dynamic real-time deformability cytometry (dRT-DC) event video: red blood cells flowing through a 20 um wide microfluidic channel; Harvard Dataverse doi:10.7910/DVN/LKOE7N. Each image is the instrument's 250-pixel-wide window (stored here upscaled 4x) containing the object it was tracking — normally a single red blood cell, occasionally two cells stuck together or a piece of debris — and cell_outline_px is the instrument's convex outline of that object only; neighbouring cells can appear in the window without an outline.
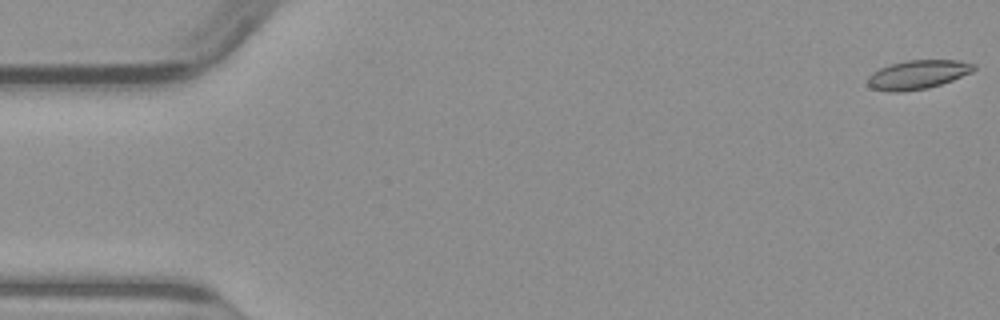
{"species": "common noctule bat (a hibernating species)", "species_latin": "Nyctalus noctula", "temperature_condition": "warm", "stored_images_in_passage": 51, "camera_frame_rate_fps": 3000, "um_per_image_px": 0.085, "animal": {"sex": "male", "body_mass_g": 23.1, "forearm_length_mm": 52.7}, "frame": {"image": 1, "passage_image": 1, "time_ms": 0.0, "image_size_px": [1000, 320], "cell_outline_px": [[976, 68], [972, 72], [952, 80], [928, 88], [904, 92], [888, 92], [872, 88], [868, 84], [868, 76], [872, 72], [880, 68], [892, 64], [908, 60], [960, 60], [976, 64]], "centroid_in_image_um": [78.02, 6.34], "position_along_channel_um": 7.0, "area_um2": 17.92}}
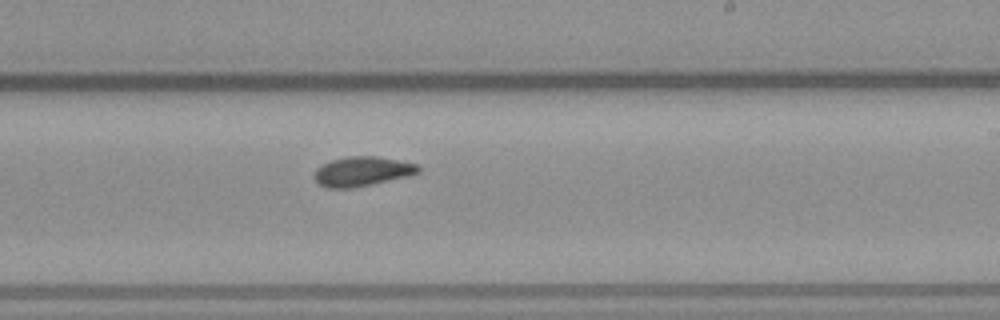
{"frame": {"image": 2, "passage_image": 30, "time_ms": 9.667, "image_size_px": [1000, 320], "cell_outline_px": [[420, 172], [408, 176], [352, 188], [328, 188], [320, 184], [316, 180], [316, 168], [332, 160], [348, 156], [376, 156], [416, 164], [420, 168]], "centroid_in_image_um": [30.8, 14.57], "position_along_channel_um": 258.2, "area_um2": 17.51}}
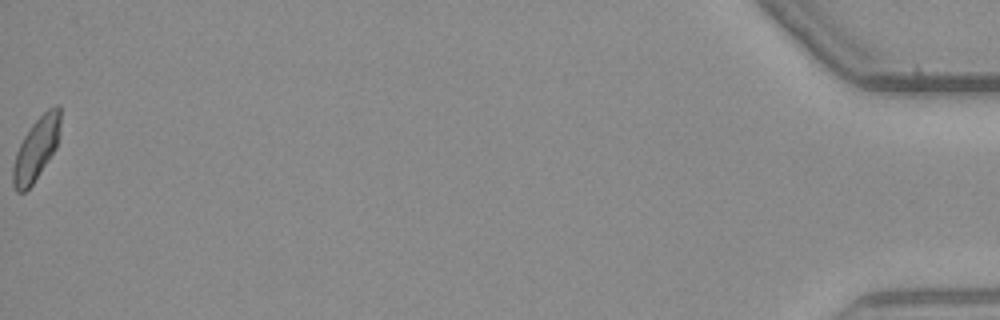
{"frame": {"image": 3, "passage_image": 51, "time_ms": 16.667, "image_size_px": [1000, 320], "cell_outline_px": [[60, 124], [56, 148], [32, 184], [24, 192], [16, 192], [12, 184], [12, 168], [16, 152], [24, 136], [32, 124], [48, 108], [56, 104], [60, 104]], "centroid_in_image_um": [3.06, 12.65], "position_along_channel_um": 432.1, "area_um2": 17.11}}